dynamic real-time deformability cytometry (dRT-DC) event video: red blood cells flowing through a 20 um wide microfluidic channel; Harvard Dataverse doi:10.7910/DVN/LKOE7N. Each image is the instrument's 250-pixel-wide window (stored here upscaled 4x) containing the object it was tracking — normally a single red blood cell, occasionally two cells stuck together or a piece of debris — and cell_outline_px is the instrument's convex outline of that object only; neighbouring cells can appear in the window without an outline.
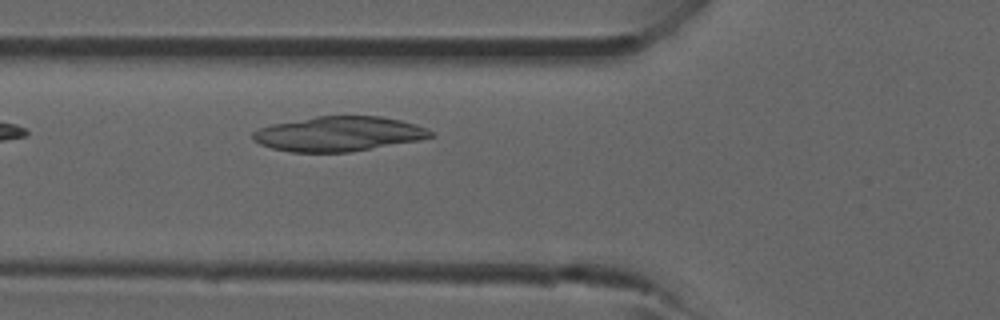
{"species": "common noctule bat (a hibernating species)", "species_latin": "Nyctalus noctula", "temperature_condition": "room temperature", "stored_images_in_passage": 5, "camera_frame_rate_fps": 3000, "um_per_image_px": 0.085, "animal": {"sex": "male", "forearm_length_mm": 52.5}, "frame": {"image": 1, "passage_image": 5, "time_ms": 4.667, "image_size_px": [1000, 320], "cell_outline_px": [[432, 136], [420, 140], [348, 152], [292, 152], [272, 148], [260, 144], [252, 140], [252, 132], [260, 128], [272, 124], [316, 116], [380, 116], [400, 120], [416, 124], [428, 128], [432, 132]], "centroid_in_image_um": [28.78, 11.37], "position_along_channel_um": 97.0, "area_um2": 35.89}}